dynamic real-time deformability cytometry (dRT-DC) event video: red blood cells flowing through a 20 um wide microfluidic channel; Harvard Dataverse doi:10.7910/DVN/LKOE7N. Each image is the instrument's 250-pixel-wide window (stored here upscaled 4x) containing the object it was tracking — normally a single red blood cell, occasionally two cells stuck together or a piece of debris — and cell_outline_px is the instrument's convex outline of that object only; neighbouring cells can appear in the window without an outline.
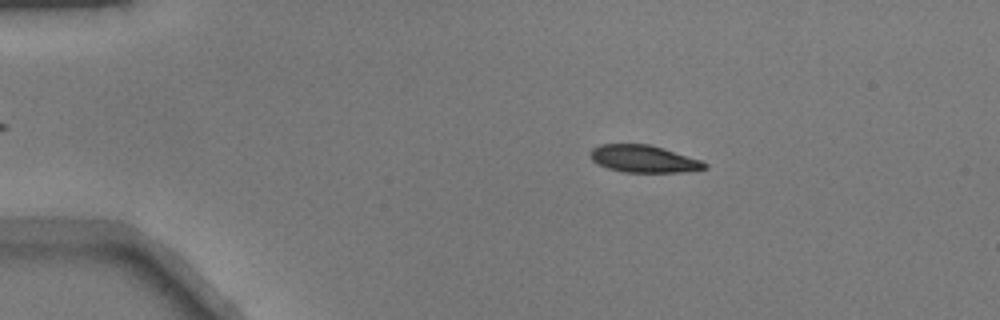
{"species": "common noctule bat (a hibernating species)", "species_latin": "Nyctalus noctula", "temperature_condition": "warm", "stored_images_in_passage": 50, "camera_frame_rate_fps": 3000, "um_per_image_px": 0.085, "animal": {"sex": "male", "body_mass_g": 17.9}, "frame": {"image": 1, "passage_image": 9, "time_ms": 2.667, "image_size_px": [1000, 320], "cell_outline_px": [[708, 168], [680, 172], [624, 172], [608, 168], [596, 164], [592, 160], [592, 148], [600, 144], [648, 144], [700, 160], [708, 164]], "centroid_in_image_um": [54.69, 13.51], "position_along_channel_um": 30.3, "area_um2": 17.86}}
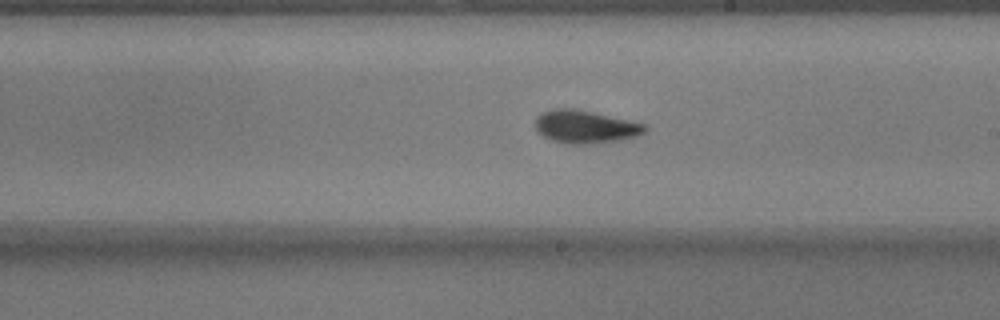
{"frame": {"image": 2, "passage_image": 29, "time_ms": 9.333, "image_size_px": [1000, 320], "cell_outline_px": [[648, 128], [644, 132], [636, 136], [620, 140], [592, 144], [564, 144], [552, 140], [536, 132], [536, 120], [544, 112], [552, 108], [576, 108], [644, 124]], "centroid_in_image_um": [49.73, 10.78], "position_along_channel_um": 239.3, "area_um2": 20.92}}
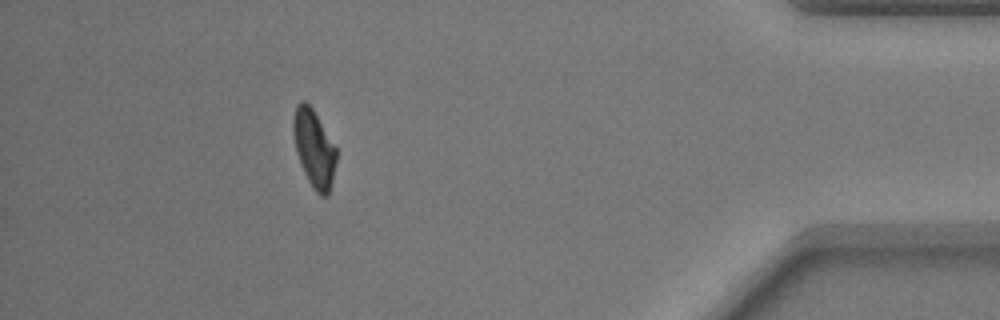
{"frame": {"image": 3, "passage_image": 45, "time_ms": 14.667, "image_size_px": [1000, 320], "cell_outline_px": [[336, 160], [332, 180], [328, 196], [320, 196], [316, 192], [308, 180], [304, 172], [296, 152], [292, 128], [292, 124], [296, 104], [300, 100], [304, 100], [312, 108], [336, 148]], "centroid_in_image_um": [26.67, 12.61], "position_along_channel_um": 408.5, "area_um2": 19.19}}